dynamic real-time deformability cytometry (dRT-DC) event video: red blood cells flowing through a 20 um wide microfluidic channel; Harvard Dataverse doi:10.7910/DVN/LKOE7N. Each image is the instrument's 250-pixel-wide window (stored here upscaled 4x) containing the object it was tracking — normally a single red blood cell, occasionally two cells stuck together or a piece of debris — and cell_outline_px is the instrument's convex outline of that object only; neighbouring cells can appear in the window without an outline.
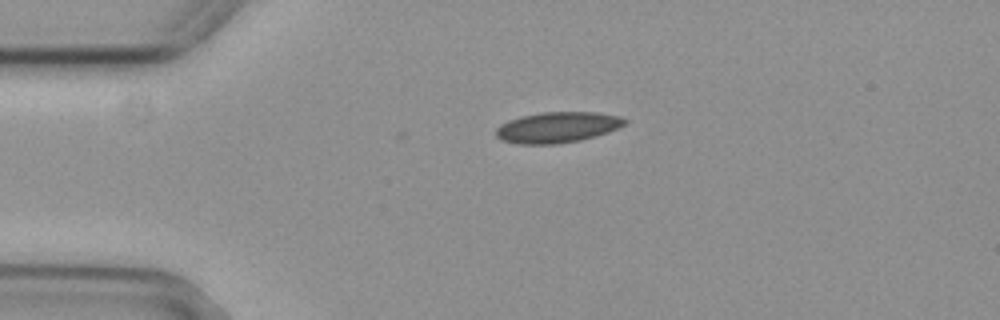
{"species": "common noctule bat (a hibernating species)", "species_latin": "Nyctalus noctula", "temperature_condition": "cold", "stored_images_in_passage": 2, "camera_frame_rate_fps": 3000, "um_per_image_px": 0.085, "animal": {"sex": "female", "body_mass_g": 29.2, "forearm_length_mm": 56.3}, "frame": {"image": 1, "passage_image": 1, "time_ms": 0.0, "image_size_px": [1000, 320], "cell_outline_px": [[628, 120], [624, 124], [608, 132], [596, 136], [580, 140], [556, 144], [516, 144], [500, 140], [496, 136], [496, 128], [500, 124], [508, 120], [520, 116], [540, 112], [596, 112], [620, 116]], "centroid_in_image_um": [47.34, 10.82], "position_along_channel_um": 37.7, "area_um2": 23.24}}